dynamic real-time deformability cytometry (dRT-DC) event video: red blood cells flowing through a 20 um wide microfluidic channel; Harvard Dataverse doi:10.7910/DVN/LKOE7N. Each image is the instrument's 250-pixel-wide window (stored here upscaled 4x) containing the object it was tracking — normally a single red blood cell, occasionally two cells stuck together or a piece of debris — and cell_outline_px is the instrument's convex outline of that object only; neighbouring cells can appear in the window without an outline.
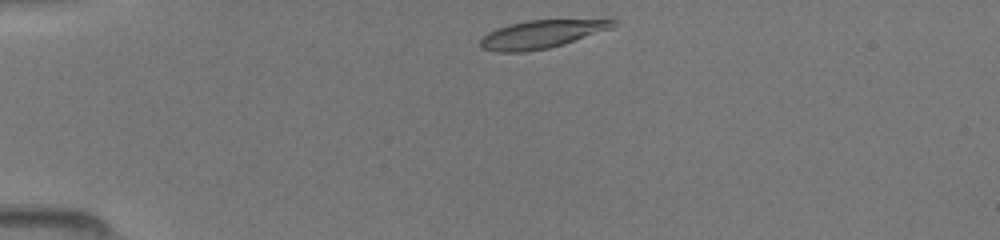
{"species": "common noctule bat (a hibernating species)", "species_latin": "Nyctalus noctula", "temperature_condition": "room temperature", "stored_images_in_passage": 38, "camera_frame_rate_fps": 3000, "um_per_image_px": 0.085, "animal": {"sex": "female", "body_mass_g": 19.5, "forearm_length_mm": 54.1}, "frame": {"image": 1, "passage_image": 1, "time_ms": 0.0, "image_size_px": [1000, 240], "cell_outline_px": [[616, 24], [612, 28], [564, 44], [548, 48], [524, 52], [496, 52], [480, 48], [480, 40], [488, 32], [496, 28], [508, 24], [528, 20], [616, 20]], "centroid_in_image_um": [45.96, 2.92], "position_along_channel_um": 39.0, "area_um2": 21.56}}
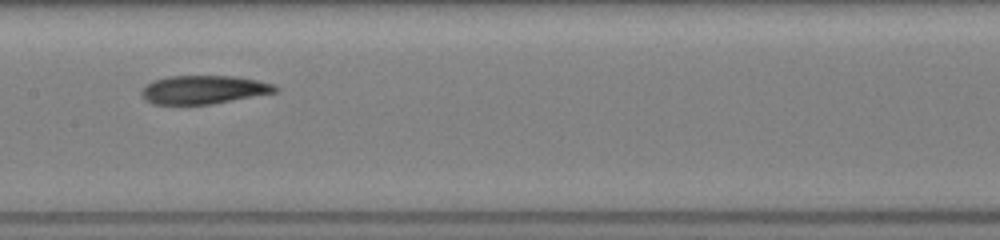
{"frame": {"image": 2, "passage_image": 15, "time_ms": 4.667, "image_size_px": [1000, 240], "cell_outline_px": [[280, 88], [276, 92], [212, 104], [152, 104], [144, 100], [140, 92], [140, 88], [144, 84], [152, 80], [168, 76], [232, 76], [256, 80], [272, 84]], "centroid_in_image_um": [17.22, 7.62], "position_along_channel_um": 190.2, "area_um2": 22.31}}
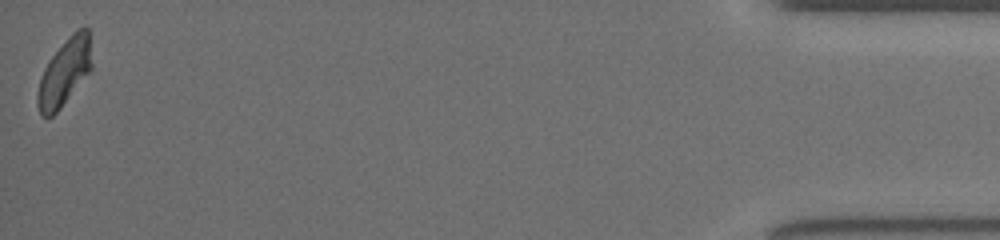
{"frame": {"image": 3, "passage_image": 38, "time_ms": 12.333, "image_size_px": [1000, 240], "cell_outline_px": [[92, 68], [60, 108], [52, 116], [40, 116], [36, 100], [36, 96], [40, 80], [44, 68], [52, 56], [72, 32], [76, 28], [88, 28], [92, 64]], "centroid_in_image_um": [5.47, 6.14], "position_along_channel_um": 429.7, "area_um2": 20.75}}